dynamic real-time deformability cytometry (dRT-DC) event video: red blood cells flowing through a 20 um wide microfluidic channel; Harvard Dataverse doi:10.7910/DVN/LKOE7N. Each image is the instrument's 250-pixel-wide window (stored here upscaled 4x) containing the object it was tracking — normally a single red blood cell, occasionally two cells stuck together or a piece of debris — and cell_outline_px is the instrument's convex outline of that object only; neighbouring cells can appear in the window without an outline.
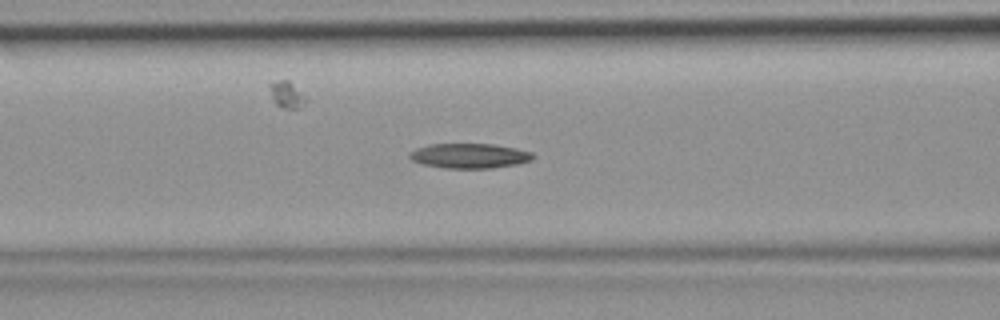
{"species": "common noctule bat (a hibernating species)", "species_latin": "Nyctalus noctula", "temperature_condition": "room temperature", "stored_images_in_passage": 48, "camera_frame_rate_fps": 3000, "um_per_image_px": 0.085, "animal": {"sex": "female", "body_mass_g": 19.9}, "frame": {"image": 1, "passage_image": 19, "time_ms": 6.0, "image_size_px": [1000, 320], "cell_outline_px": [[536, 156], [532, 160], [516, 164], [492, 168], [444, 168], [424, 164], [412, 160], [408, 156], [416, 148], [428, 144], [492, 144], [516, 148], [532, 152]], "centroid_in_image_um": [39.93, 13.24], "position_along_channel_um": 126.7, "area_um2": 17.8}}
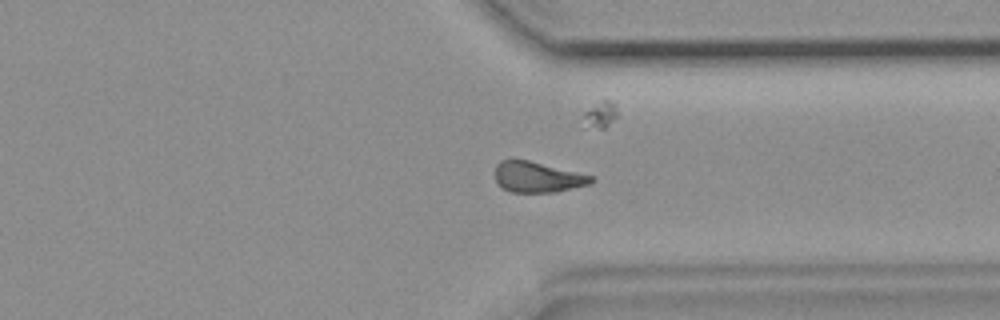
{"frame": {"image": 2, "passage_image": 36, "time_ms": 11.667, "image_size_px": [1000, 320], "cell_outline_px": [[592, 184], [556, 192], [508, 192], [496, 180], [496, 164], [500, 160], [512, 156], [592, 176]], "centroid_in_image_um": [45.64, 15.02], "position_along_channel_um": 365.8, "area_um2": 17.28}}
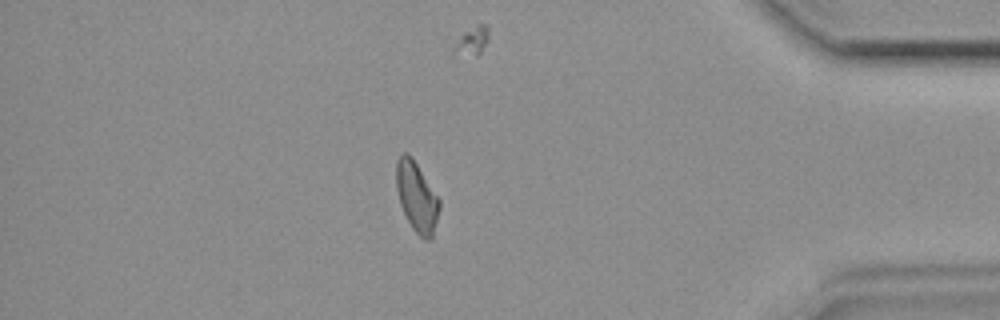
{"frame": {"image": 3, "passage_image": 41, "time_ms": 13.333, "image_size_px": [1000, 320], "cell_outline_px": [[440, 208], [432, 240], [424, 240], [412, 228], [400, 204], [396, 188], [396, 160], [404, 152], [408, 152], [412, 156], [440, 200]], "centroid_in_image_um": [35.42, 16.73], "position_along_channel_um": 399.8, "area_um2": 17.63}}